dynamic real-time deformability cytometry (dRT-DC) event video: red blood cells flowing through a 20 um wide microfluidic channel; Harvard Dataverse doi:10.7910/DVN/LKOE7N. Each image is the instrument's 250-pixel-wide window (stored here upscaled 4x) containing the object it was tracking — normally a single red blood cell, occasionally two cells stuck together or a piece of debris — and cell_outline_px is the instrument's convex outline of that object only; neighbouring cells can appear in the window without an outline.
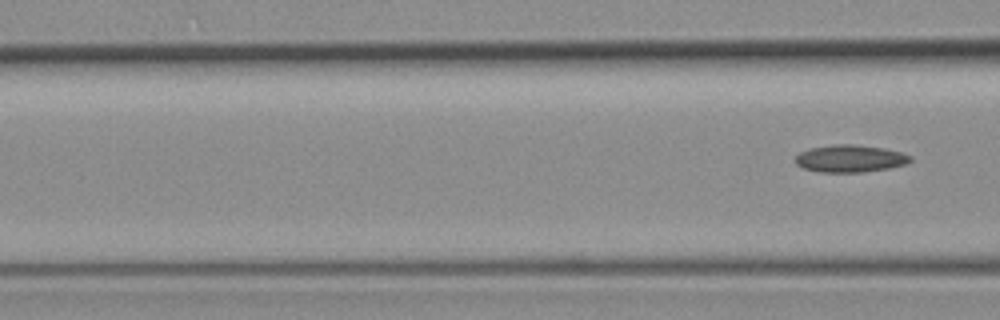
{"species": "common noctule bat (a hibernating species)", "species_latin": "Nyctalus noctula", "temperature_condition": "room temperature", "stored_images_in_passage": 6, "camera_frame_rate_fps": 3000, "um_per_image_px": 0.085, "animal": {"sex": "female", "body_mass_g": 19.3, "forearm_length_mm": 54.1}, "frame": {"image": 1, "passage_image": 6, "time_ms": 6.0, "image_size_px": [1000, 320], "cell_outline_px": [[912, 160], [908, 164], [888, 168], [864, 172], [820, 172], [804, 168], [796, 164], [796, 156], [800, 152], [808, 148], [832, 144], [856, 144], [884, 148], [904, 152], [912, 156]], "centroid_in_image_um": [72.3, 13.46], "position_along_channel_um": 94.3, "area_um2": 18.55}}